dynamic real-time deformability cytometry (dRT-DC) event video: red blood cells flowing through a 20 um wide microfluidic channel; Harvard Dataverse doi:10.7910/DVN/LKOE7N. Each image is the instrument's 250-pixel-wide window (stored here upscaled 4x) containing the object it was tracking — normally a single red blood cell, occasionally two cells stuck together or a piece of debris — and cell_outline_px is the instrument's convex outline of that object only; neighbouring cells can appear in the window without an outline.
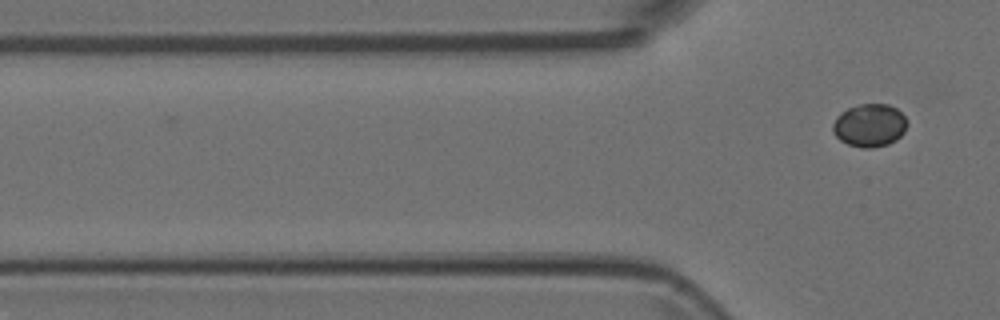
{"species": "Egyptian fruit bat (a non-hibernating species)", "species_latin": "Rousettus aegyptiacus", "temperature_condition": "room temperature", "stored_images_in_passage": 2, "camera_frame_rate_fps": 3000, "um_per_image_px": 0.085, "animal": {"sex": "female"}, "frame": {"image": 1, "passage_image": 2, "time_ms": 0.333, "image_size_px": [1000, 320], "cell_outline_px": [[908, 124], [904, 132], [896, 140], [888, 144], [872, 148], [864, 148], [848, 144], [840, 140], [832, 132], [832, 124], [836, 116], [840, 112], [848, 108], [860, 104], [888, 104], [896, 108], [904, 116]], "centroid_in_image_um": [73.9, 10.65], "position_along_channel_um": 51.9, "area_um2": 18.73}}